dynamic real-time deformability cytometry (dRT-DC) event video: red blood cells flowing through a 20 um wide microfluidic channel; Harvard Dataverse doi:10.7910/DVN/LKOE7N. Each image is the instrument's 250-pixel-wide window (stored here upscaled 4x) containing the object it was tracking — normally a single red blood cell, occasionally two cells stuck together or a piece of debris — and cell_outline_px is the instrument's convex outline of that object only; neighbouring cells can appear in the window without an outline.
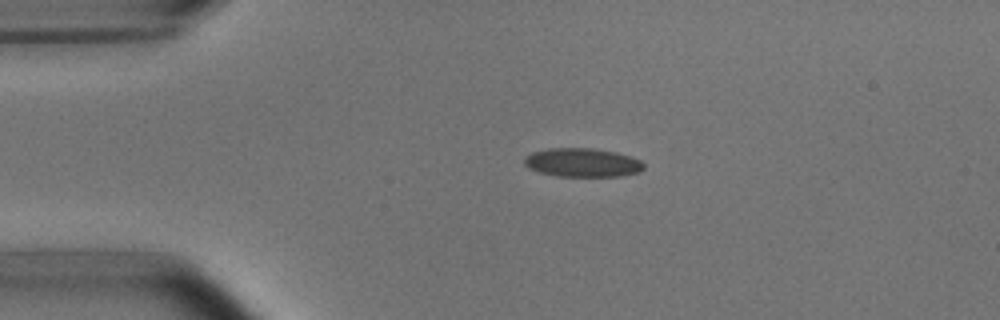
{"species": "common noctule bat (a hibernating species)", "species_latin": "Nyctalus noctula", "temperature_condition": "room temperature", "stored_images_in_passage": 2, "camera_frame_rate_fps": 3000, "um_per_image_px": 0.085, "animal": {"sex": "male", "body_mass_g": 15.6}, "frame": {"image": 1, "passage_image": 1, "time_ms": 0.0, "image_size_px": [1000, 320], "cell_outline_px": [[644, 168], [640, 172], [620, 176], [556, 176], [540, 172], [528, 168], [524, 164], [524, 156], [532, 152], [548, 148], [592, 148], [616, 152], [632, 156], [640, 160], [644, 164]], "centroid_in_image_um": [49.5, 13.81], "position_along_channel_um": 35.5, "area_um2": 20.17}}